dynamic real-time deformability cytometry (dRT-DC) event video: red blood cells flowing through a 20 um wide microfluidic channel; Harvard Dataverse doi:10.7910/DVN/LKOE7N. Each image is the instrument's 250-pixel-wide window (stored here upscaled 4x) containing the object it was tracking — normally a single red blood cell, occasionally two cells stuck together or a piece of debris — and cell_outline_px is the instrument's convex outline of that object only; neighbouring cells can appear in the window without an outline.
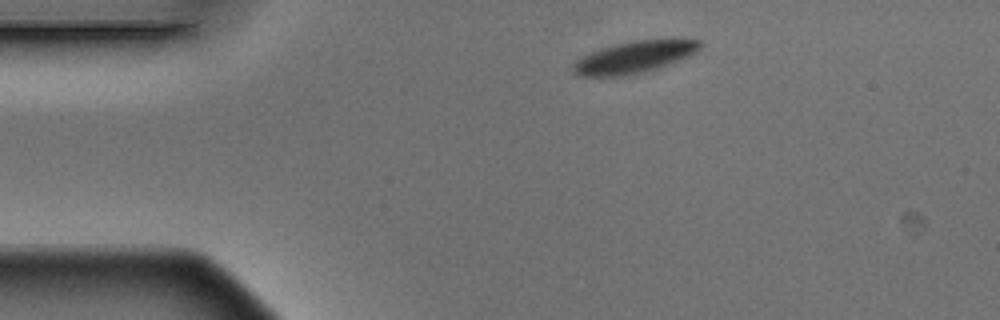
{"species": "Egyptian fruit bat (a non-hibernating species)", "species_latin": "Rousettus aegyptiacus", "temperature_condition": "warm", "stored_images_in_passage": 9, "camera_frame_rate_fps": 3000, "um_per_image_px": 0.085, "animal": {"sex": "male"}, "frame": {"image": 1, "passage_image": 1, "time_ms": 0.0, "image_size_px": [1000, 320], "cell_outline_px": [[700, 48], [696, 52], [688, 56], [660, 68], [644, 72], [612, 76], [580, 76], [572, 72], [572, 64], [580, 56], [600, 48], [632, 40], [672, 36], [700, 40]], "centroid_in_image_um": [53.96, 4.8], "position_along_channel_um": 31.0, "area_um2": 24.33}}
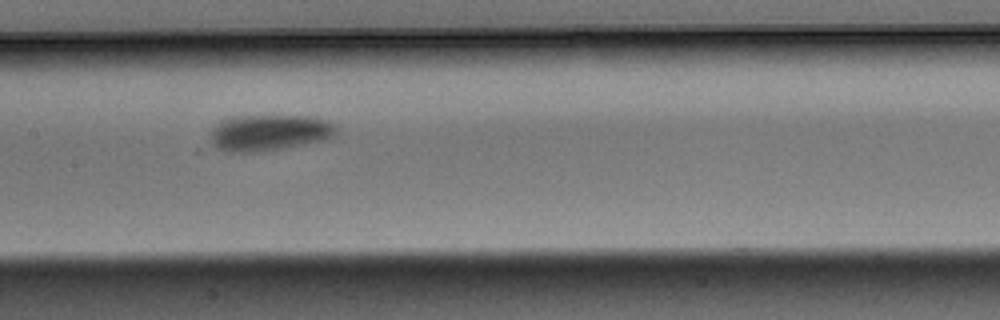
{"frame": {"image": 2, "passage_image": 6, "time_ms": 1.667, "image_size_px": [1000, 320], "cell_outline_px": [[336, 136], [328, 140], [284, 148], [260, 152], [224, 152], [216, 148], [212, 144], [212, 128], [220, 120], [232, 116], [316, 116], [328, 120], [336, 124]], "centroid_in_image_um": [22.93, 11.28], "position_along_channel_um": 184.5, "area_um2": 27.11}}
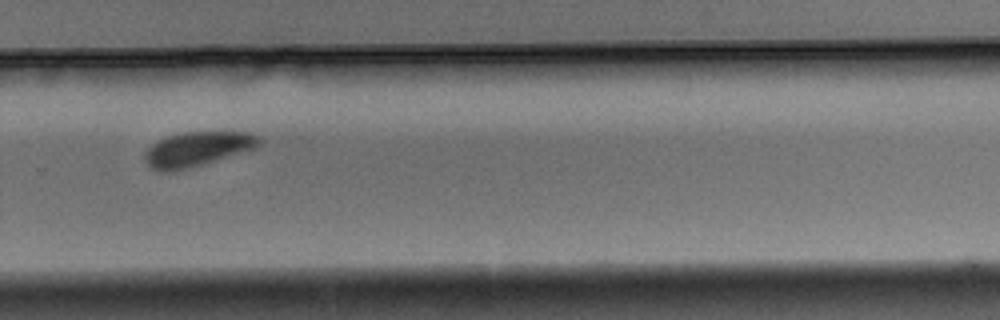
{"frame": {"image": 3, "passage_image": 9, "time_ms": 2.667, "image_size_px": [1000, 320], "cell_outline_px": [[264, 140], [260, 144], [252, 148], [188, 168], [172, 172], [160, 172], [148, 168], [144, 160], [144, 152], [152, 144], [168, 136], [184, 132], [248, 132], [260, 136]], "centroid_in_image_um": [16.7, 12.67], "position_along_channel_um": 313.1, "area_um2": 22.77}}